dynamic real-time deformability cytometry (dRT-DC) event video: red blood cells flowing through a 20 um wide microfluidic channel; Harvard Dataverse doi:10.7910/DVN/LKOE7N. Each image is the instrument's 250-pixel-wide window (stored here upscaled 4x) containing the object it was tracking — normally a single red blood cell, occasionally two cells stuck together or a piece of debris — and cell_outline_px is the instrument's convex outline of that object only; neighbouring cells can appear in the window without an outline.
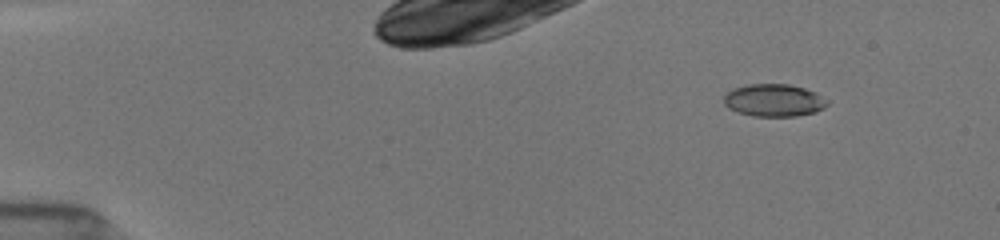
{"species": "common noctule bat (a hibernating species)", "species_latin": "Nyctalus noctula", "temperature_condition": "room temperature", "stored_images_in_passage": 14, "camera_frame_rate_fps": 3000, "um_per_image_px": 0.085, "animal": {"sex": "female", "body_mass_g": 19.5, "forearm_length_mm": 54.1}, "frame": {"image": 1, "passage_image": 3, "time_ms": 1.667, "image_size_px": [1000, 240], "cell_outline_px": [[828, 104], [824, 108], [816, 112], [796, 116], [752, 116], [736, 112], [728, 108], [724, 104], [724, 96], [732, 88], [748, 84], [788, 84], [804, 88], [816, 92], [828, 100]], "centroid_in_image_um": [65.78, 8.53], "position_along_channel_um": 19.2, "area_um2": 19.77}}